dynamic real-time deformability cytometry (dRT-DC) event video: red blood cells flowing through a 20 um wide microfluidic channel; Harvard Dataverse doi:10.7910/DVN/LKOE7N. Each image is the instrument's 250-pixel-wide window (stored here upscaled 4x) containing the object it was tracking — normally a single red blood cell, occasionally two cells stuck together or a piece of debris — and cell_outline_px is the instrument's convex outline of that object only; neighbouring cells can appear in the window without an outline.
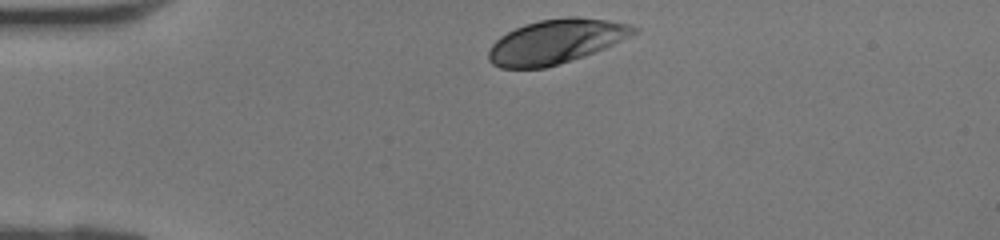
{"species": "human", "species_latin": "Homo sapiens", "temperature_condition": "room temperature", "stored_images_in_passage": 27, "camera_frame_rate_fps": 3000, "um_per_image_px": 0.085, "donor": {"sex": "female"}, "frame": {"image": 1, "passage_image": 1, "time_ms": 0.0, "image_size_px": [1000, 240], "cell_outline_px": [[640, 32], [604, 48], [544, 68], [500, 68], [492, 64], [488, 60], [488, 52], [492, 44], [500, 36], [524, 24], [540, 20], [568, 16], [580, 16], [608, 20], [632, 24], [640, 28]], "centroid_in_image_um": [47.27, 3.5], "position_along_channel_um": 37.7, "area_um2": 37.34}}
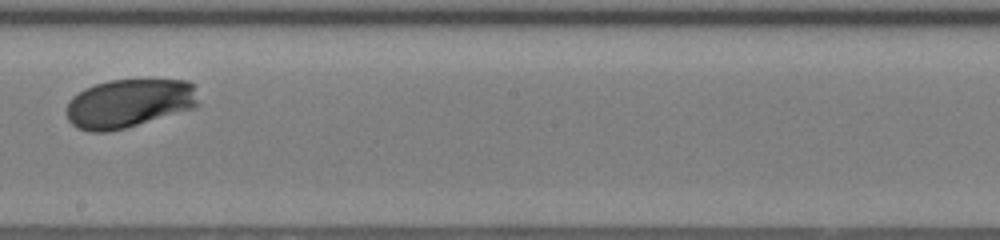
{"frame": {"image": 2, "passage_image": 16, "time_ms": 5.0, "image_size_px": [1000, 240], "cell_outline_px": [[200, 104], [196, 108], [124, 128], [108, 132], [88, 132], [76, 128], [68, 120], [68, 100], [72, 96], [84, 88], [108, 80], [188, 80], [192, 84]], "centroid_in_image_um": [10.96, 8.79], "position_along_channel_um": 237.2, "area_um2": 37.57}}
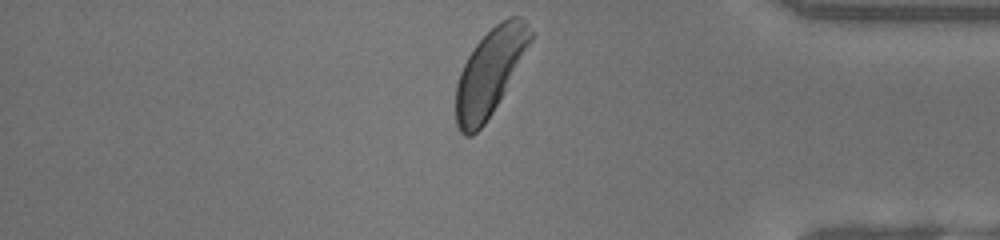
{"frame": {"image": 3, "passage_image": 27, "time_ms": 8.667, "image_size_px": [1000, 240], "cell_outline_px": [[536, 32], [532, 40], [504, 92], [492, 112], [484, 124], [472, 136], [464, 136], [460, 132], [456, 124], [456, 84], [460, 72], [468, 56], [476, 44], [500, 20], [508, 16], [520, 16]], "centroid_in_image_um": [41.65, 6.12], "position_along_channel_um": 393.6, "area_um2": 37.17}}